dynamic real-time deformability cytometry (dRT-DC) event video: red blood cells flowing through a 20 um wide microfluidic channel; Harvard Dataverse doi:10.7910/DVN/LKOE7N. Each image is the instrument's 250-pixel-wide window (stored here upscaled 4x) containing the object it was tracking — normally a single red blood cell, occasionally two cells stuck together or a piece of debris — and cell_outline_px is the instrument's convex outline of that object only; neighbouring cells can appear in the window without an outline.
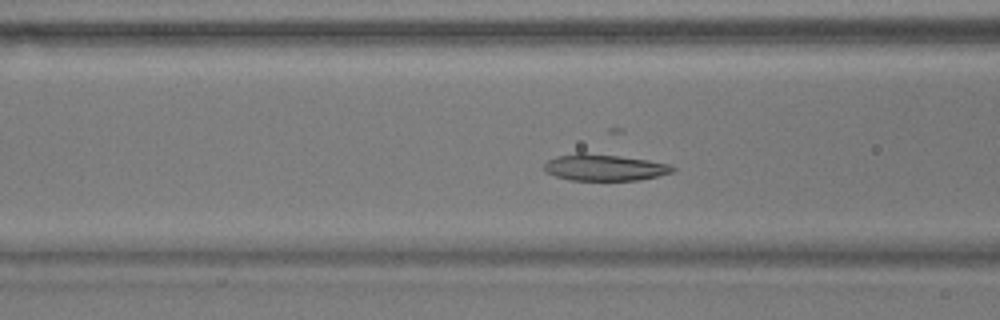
{"species": "common noctule bat (a hibernating species)", "species_latin": "Nyctalus noctula", "temperature_condition": "warm", "stored_images_in_passage": 55, "camera_frame_rate_fps": 3000, "um_per_image_px": 0.085, "animal": {"sex": "male", "body_mass_g": 17.9}, "frame": {"image": 1, "passage_image": 19, "time_ms": 6.0, "image_size_px": [1000, 320], "cell_outline_px": [[676, 168], [672, 172], [640, 180], [568, 180], [556, 176], [548, 172], [544, 168], [544, 164], [548, 160], [556, 156], [576, 152], [584, 152], [648, 160], [668, 164]], "centroid_in_image_um": [51.34, 14.23], "position_along_channel_um": 115.3, "area_um2": 19.65}}
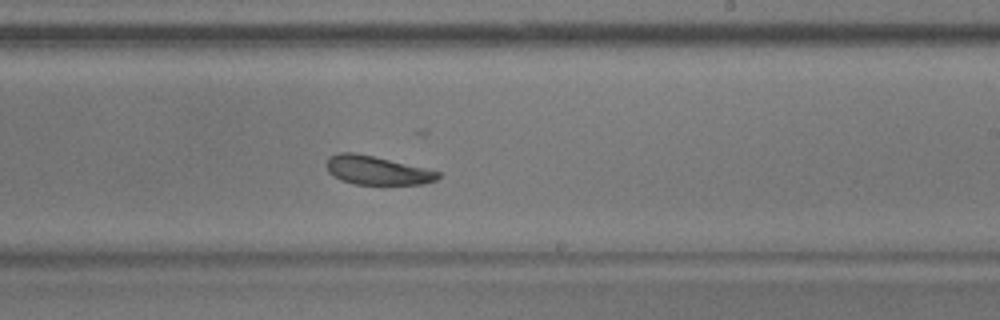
{"frame": {"image": 2, "passage_image": 31, "time_ms": 10.0, "image_size_px": [1000, 320], "cell_outline_px": [[440, 176], [436, 180], [424, 184], [356, 184], [340, 180], [328, 172], [324, 164], [328, 156], [340, 152], [356, 152], [424, 168], [440, 172]], "centroid_in_image_um": [31.97, 14.47], "position_along_channel_um": 257.0, "area_um2": 18.67}}
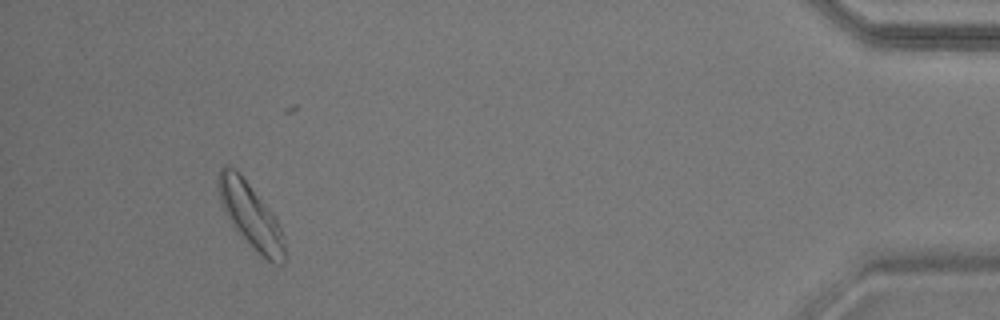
{"frame": {"image": 3, "passage_image": 50, "time_ms": 16.333, "image_size_px": [1000, 320], "cell_outline_px": [[284, 264], [272, 264], [228, 220], [224, 212], [216, 188], [216, 180], [220, 168], [224, 164], [228, 164], [236, 168], [240, 172], [272, 212], [284, 236]], "centroid_in_image_um": [21.25, 18.19], "position_along_channel_um": 413.9, "area_um2": 24.74}, "authors_computed_cell_mechanics": {"area_um2": 21.0392, "velocity_mm_per_s": 3.5575, "shape_relaxation_time_tau1_ms": 2.5381, "shape_relaxation_time_tau2_ms": 3.9823, "deformation_change_tau1": 0.1025, "deformation_change_tau2": 0.1318}}